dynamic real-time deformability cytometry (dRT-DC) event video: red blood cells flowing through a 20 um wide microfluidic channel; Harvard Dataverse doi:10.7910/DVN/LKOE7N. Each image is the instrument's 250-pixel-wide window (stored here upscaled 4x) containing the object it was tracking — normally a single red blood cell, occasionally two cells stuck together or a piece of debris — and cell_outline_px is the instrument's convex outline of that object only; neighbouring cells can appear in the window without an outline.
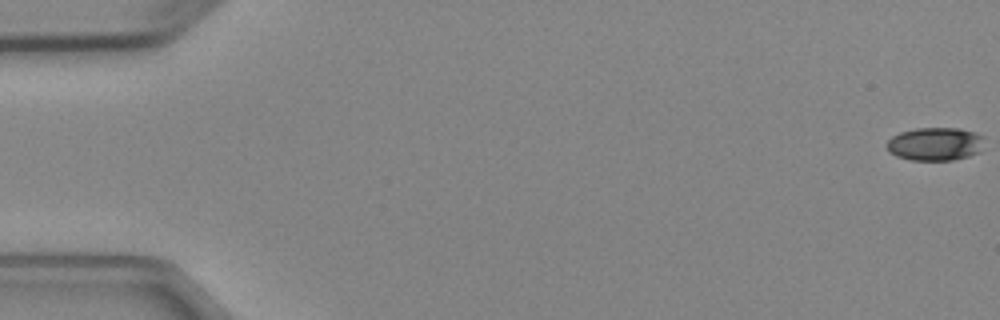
{"species": "Egyptian fruit bat (a non-hibernating species)", "species_latin": "Rousettus aegyptiacus", "temperature_condition": "cold", "stored_images_in_passage": 7, "camera_frame_rate_fps": 3000, "um_per_image_px": 0.085, "animal": {"sex": "female"}, "frame": {"image": 1, "passage_image": 1, "time_ms": 0.0, "image_size_px": [1000, 320], "cell_outline_px": [[984, 136], [980, 152], [968, 156], [952, 160], [912, 160], [896, 156], [888, 152], [884, 144], [892, 136], [900, 132], [916, 128], [960, 128], [976, 132]], "centroid_in_image_um": [79.46, 12.23], "position_along_channel_um": 5.5, "area_um2": 19.13}}